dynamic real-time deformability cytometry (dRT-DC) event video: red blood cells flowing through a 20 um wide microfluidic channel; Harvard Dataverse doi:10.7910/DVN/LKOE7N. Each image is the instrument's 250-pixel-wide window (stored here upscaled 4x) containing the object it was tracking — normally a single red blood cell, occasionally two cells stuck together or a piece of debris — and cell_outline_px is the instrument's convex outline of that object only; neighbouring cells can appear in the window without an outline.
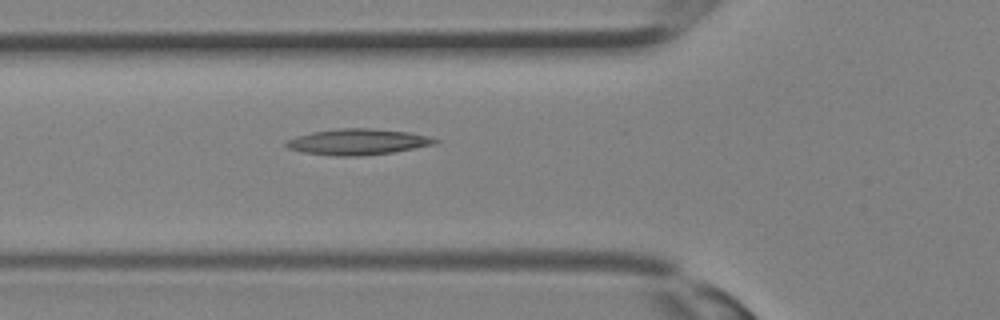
{"species": "Egyptian fruit bat (a non-hibernating species)", "species_latin": "Rousettus aegyptiacus", "temperature_condition": "room temperature", "stored_images_in_passage": 12, "camera_frame_rate_fps": 3000, "um_per_image_px": 0.085, "animal": {"sex": "female"}, "frame": {"image": 1, "passage_image": 2, "time_ms": 0.333, "image_size_px": [1000, 320], "cell_outline_px": [[440, 140], [436, 144], [392, 152], [360, 156], [336, 156], [304, 152], [288, 148], [284, 144], [284, 140], [296, 136], [312, 132], [336, 128], [372, 128], [408, 132], [428, 136]], "centroid_in_image_um": [30.38, 12.05], "position_along_channel_um": 95.4, "area_um2": 22.54}}
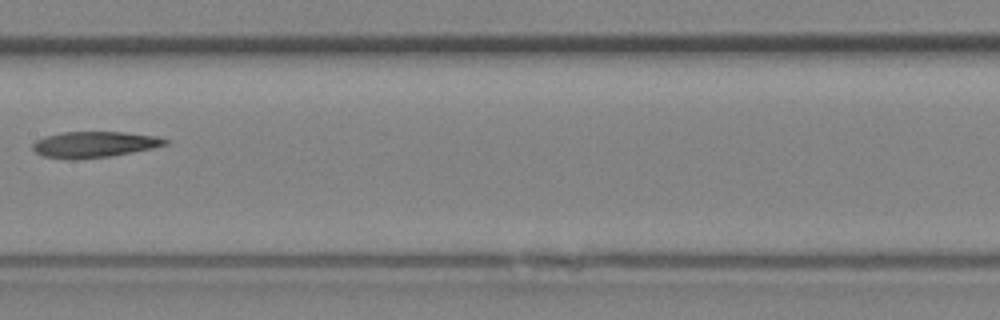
{"frame": {"image": 2, "passage_image": 7, "time_ms": 2.0, "image_size_px": [1000, 320], "cell_outline_px": [[168, 144], [152, 148], [112, 156], [72, 160], [44, 156], [36, 152], [32, 148], [32, 144], [36, 140], [44, 136], [64, 132], [124, 132], [156, 136], [168, 140]], "centroid_in_image_um": [8.0, 12.28], "position_along_channel_um": 199.4, "area_um2": 20.06}}
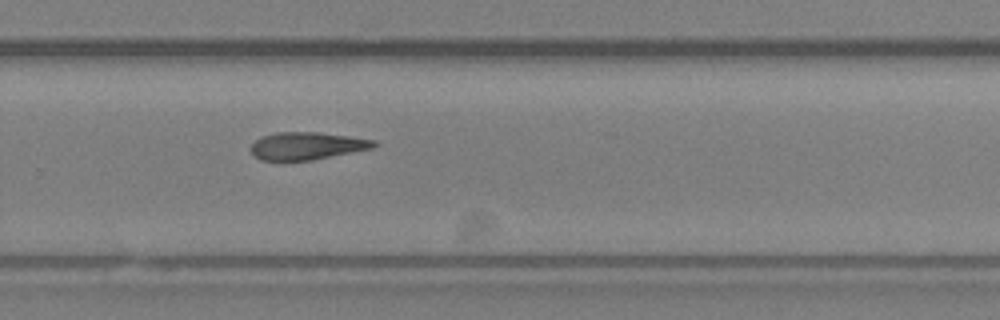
{"frame": {"image": 3, "passage_image": 12, "time_ms": 3.667, "image_size_px": [1000, 320], "cell_outline_px": [[380, 144], [372, 148], [312, 160], [260, 160], [252, 152], [252, 144], [260, 136], [276, 132], [320, 132], [376, 140]], "centroid_in_image_um": [26.11, 12.38], "position_along_channel_um": 303.7, "area_um2": 19.65}}